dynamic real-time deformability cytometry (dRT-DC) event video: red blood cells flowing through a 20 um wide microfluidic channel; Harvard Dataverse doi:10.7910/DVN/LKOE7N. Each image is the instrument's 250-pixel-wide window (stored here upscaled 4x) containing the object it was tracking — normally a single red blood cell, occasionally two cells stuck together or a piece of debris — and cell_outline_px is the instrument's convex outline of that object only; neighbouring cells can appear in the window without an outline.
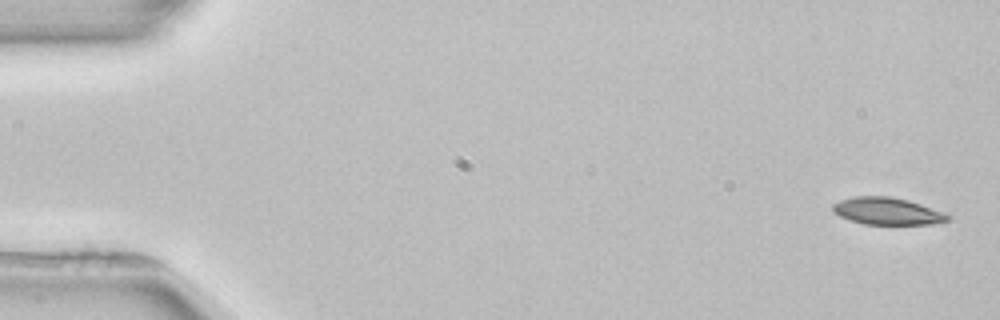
{"species": "common noctule bat (a hibernating species)", "species_latin": "Nyctalus noctula", "temperature_condition": "room temperature", "stored_images_in_passage": 4, "camera_frame_rate_fps": 3000, "um_per_image_px": 0.085, "animal": {"sex": "female", "body_mass_g": 22.7, "forearm_length_mm": 54.2}, "frame": {"image": 1, "passage_image": 1, "time_ms": 0.0, "image_size_px": [1000, 320], "cell_outline_px": [[952, 216], [948, 220], [932, 224], [864, 224], [840, 216], [832, 212], [832, 204], [840, 200], [856, 196], [888, 196], [908, 200], [920, 204]], "centroid_in_image_um": [75.38, 17.94], "position_along_channel_um": 9.6, "area_um2": 17.98}}
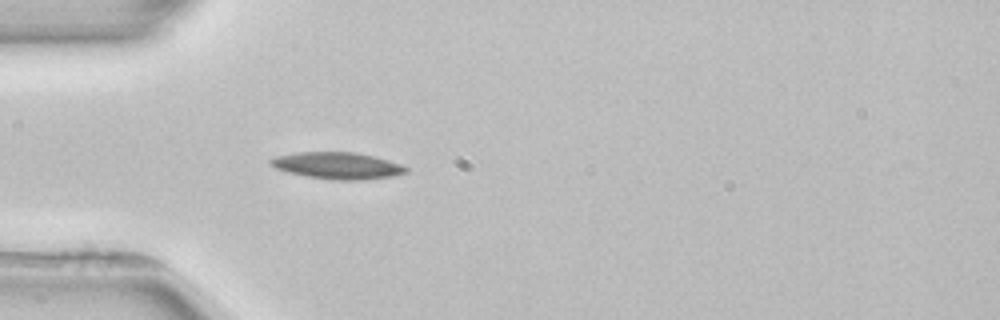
{"frame": {"image": 2, "passage_image": 4, "time_ms": 4.667, "image_size_px": [1000, 320], "cell_outline_px": [[408, 172], [392, 176], [364, 180], [332, 180], [308, 176], [288, 172], [276, 168], [268, 164], [268, 160], [276, 156], [300, 152], [356, 152], [388, 160], [400, 164], [408, 168]], "centroid_in_image_um": [28.68, 14.08], "position_along_channel_um": 56.3, "area_um2": 21.04}}